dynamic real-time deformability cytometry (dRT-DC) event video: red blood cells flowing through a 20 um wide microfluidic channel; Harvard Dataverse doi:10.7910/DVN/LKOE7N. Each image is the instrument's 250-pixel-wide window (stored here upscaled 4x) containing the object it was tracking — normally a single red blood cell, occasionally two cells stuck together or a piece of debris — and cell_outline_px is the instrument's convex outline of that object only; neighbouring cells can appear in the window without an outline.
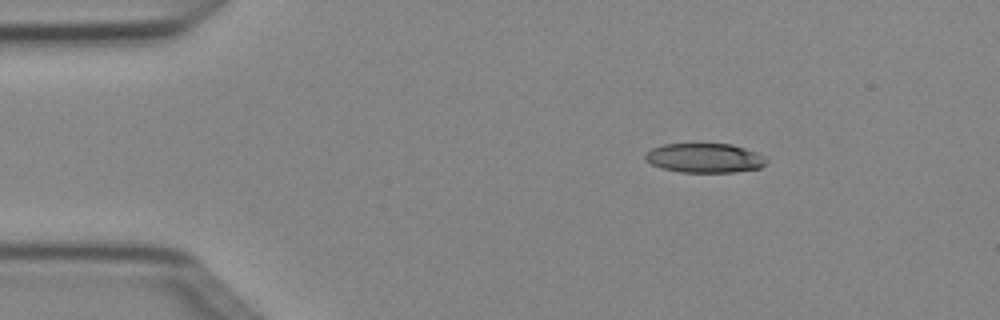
{"species": "Egyptian fruit bat (a non-hibernating species)", "species_latin": "Rousettus aegyptiacus", "temperature_condition": "cold", "stored_images_in_passage": 3, "camera_frame_rate_fps": 3000, "um_per_image_px": 0.085, "animal": {"sex": "female"}, "frame": {"image": 1, "passage_image": 1, "time_ms": 0.0, "image_size_px": [1000, 320], "cell_outline_px": [[768, 160], [760, 168], [736, 172], [680, 172], [660, 168], [644, 160], [644, 156], [652, 148], [664, 144], [732, 144], [756, 152], [764, 156]], "centroid_in_image_um": [59.89, 13.43], "position_along_channel_um": 25.1, "area_um2": 20.75}}
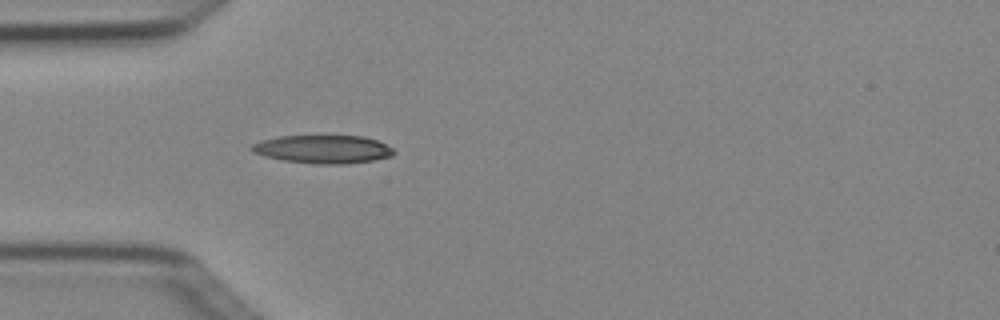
{"frame": {"image": 2, "passage_image": 3, "time_ms": 0.667, "image_size_px": [1000, 320], "cell_outline_px": [[396, 152], [392, 156], [372, 160], [348, 164], [316, 164], [284, 160], [264, 156], [252, 152], [248, 148], [252, 144], [260, 140], [280, 136], [364, 136], [376, 140], [392, 148]], "centroid_in_image_um": [27.43, 12.68], "position_along_channel_um": 57.6, "area_um2": 23.41}}